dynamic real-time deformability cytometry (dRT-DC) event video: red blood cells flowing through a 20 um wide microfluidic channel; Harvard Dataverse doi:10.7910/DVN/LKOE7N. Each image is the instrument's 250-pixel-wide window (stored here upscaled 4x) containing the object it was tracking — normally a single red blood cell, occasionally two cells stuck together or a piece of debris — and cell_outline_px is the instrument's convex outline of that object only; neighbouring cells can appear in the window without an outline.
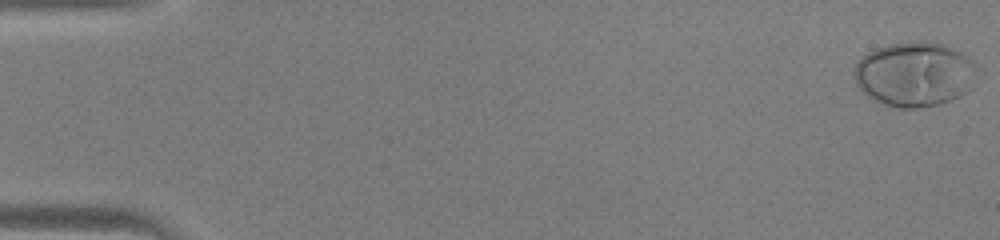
{"species": "human", "species_latin": "Homo sapiens", "temperature_condition": "warm", "stored_images_in_passage": 46, "camera_frame_rate_fps": 3000, "um_per_image_px": 0.085, "donor": {"sex": "male"}, "frame": {"image": 1, "passage_image": 1, "time_ms": 0.0, "image_size_px": [1000, 240], "cell_outline_px": [[976, 64], [968, 92], [960, 96], [940, 104], [916, 108], [900, 108], [884, 104], [872, 100], [856, 84], [856, 60], [860, 56], [876, 48], [888, 44], [916, 40], [924, 40], [944, 44], [968, 56]], "centroid_in_image_um": [77.71, 6.29], "position_along_channel_um": 7.3, "area_um2": 46.3}}
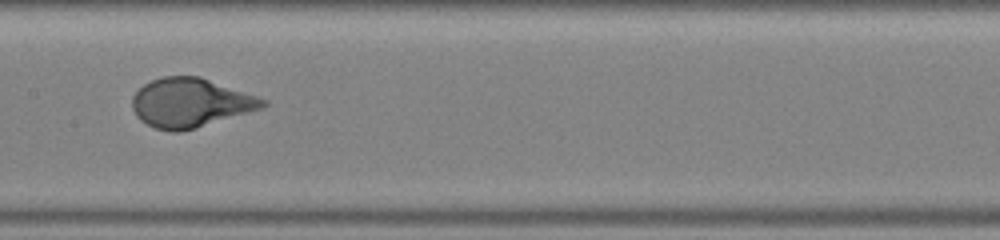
{"frame": {"image": 2, "passage_image": 24, "time_ms": 7.667, "image_size_px": [1000, 240], "cell_outline_px": [[268, 104], [264, 108], [196, 128], [180, 132], [172, 132], [156, 128], [140, 120], [136, 116], [132, 108], [132, 96], [144, 84], [152, 80], [164, 76], [200, 76], [268, 100]], "centroid_in_image_um": [16.2, 8.74], "position_along_channel_um": 191.2, "area_um2": 37.4}}
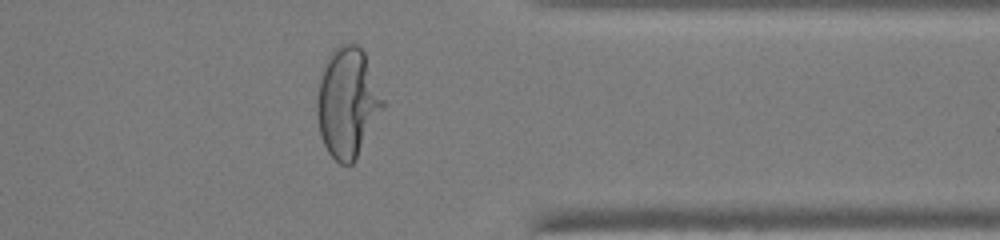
{"frame": {"image": 3, "passage_image": 37, "time_ms": 12.0, "image_size_px": [1000, 240], "cell_outline_px": [[388, 104], [356, 160], [352, 164], [340, 164], [328, 152], [320, 136], [316, 112], [316, 100], [320, 80], [328, 56], [332, 48], [340, 44], [356, 44], [364, 52]], "centroid_in_image_um": [29.59, 8.74], "position_along_channel_um": 381.8, "area_um2": 42.95}}